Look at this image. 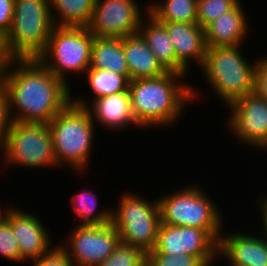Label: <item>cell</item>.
<instances>
[{
    "mask_svg": "<svg viewBox=\"0 0 267 266\" xmlns=\"http://www.w3.org/2000/svg\"><path fill=\"white\" fill-rule=\"evenodd\" d=\"M31 262L32 266H73L67 253L58 243L47 254Z\"/></svg>",
    "mask_w": 267,
    "mask_h": 266,
    "instance_id": "f546056e",
    "label": "cell"
},
{
    "mask_svg": "<svg viewBox=\"0 0 267 266\" xmlns=\"http://www.w3.org/2000/svg\"><path fill=\"white\" fill-rule=\"evenodd\" d=\"M147 258L153 266H213L218 256L173 255L150 251Z\"/></svg>",
    "mask_w": 267,
    "mask_h": 266,
    "instance_id": "484cf974",
    "label": "cell"
},
{
    "mask_svg": "<svg viewBox=\"0 0 267 266\" xmlns=\"http://www.w3.org/2000/svg\"><path fill=\"white\" fill-rule=\"evenodd\" d=\"M129 80L157 78L169 72L152 53L140 33L122 38Z\"/></svg>",
    "mask_w": 267,
    "mask_h": 266,
    "instance_id": "d6986e66",
    "label": "cell"
},
{
    "mask_svg": "<svg viewBox=\"0 0 267 266\" xmlns=\"http://www.w3.org/2000/svg\"><path fill=\"white\" fill-rule=\"evenodd\" d=\"M0 152H3V144L0 142Z\"/></svg>",
    "mask_w": 267,
    "mask_h": 266,
    "instance_id": "74e56055",
    "label": "cell"
},
{
    "mask_svg": "<svg viewBox=\"0 0 267 266\" xmlns=\"http://www.w3.org/2000/svg\"><path fill=\"white\" fill-rule=\"evenodd\" d=\"M185 77L169 71L157 78L129 82L131 111L138 127H171L178 123L187 104L197 102L198 93H201L196 87L185 84Z\"/></svg>",
    "mask_w": 267,
    "mask_h": 266,
    "instance_id": "7a4b0ae2",
    "label": "cell"
},
{
    "mask_svg": "<svg viewBox=\"0 0 267 266\" xmlns=\"http://www.w3.org/2000/svg\"><path fill=\"white\" fill-rule=\"evenodd\" d=\"M94 122L105 128L116 131H123L128 127L137 125L131 111L129 92L103 96L94 100L87 107Z\"/></svg>",
    "mask_w": 267,
    "mask_h": 266,
    "instance_id": "ac0fdd59",
    "label": "cell"
},
{
    "mask_svg": "<svg viewBox=\"0 0 267 266\" xmlns=\"http://www.w3.org/2000/svg\"><path fill=\"white\" fill-rule=\"evenodd\" d=\"M12 206L13 205H11V207L7 206L6 210L4 209V211L0 208V225H2L6 221L8 213L12 209Z\"/></svg>",
    "mask_w": 267,
    "mask_h": 266,
    "instance_id": "d590c367",
    "label": "cell"
},
{
    "mask_svg": "<svg viewBox=\"0 0 267 266\" xmlns=\"http://www.w3.org/2000/svg\"><path fill=\"white\" fill-rule=\"evenodd\" d=\"M147 258L141 249L120 242L113 253L98 266H139Z\"/></svg>",
    "mask_w": 267,
    "mask_h": 266,
    "instance_id": "83f0119b",
    "label": "cell"
},
{
    "mask_svg": "<svg viewBox=\"0 0 267 266\" xmlns=\"http://www.w3.org/2000/svg\"><path fill=\"white\" fill-rule=\"evenodd\" d=\"M49 4L54 26L87 27L95 0H49Z\"/></svg>",
    "mask_w": 267,
    "mask_h": 266,
    "instance_id": "603a6c76",
    "label": "cell"
},
{
    "mask_svg": "<svg viewBox=\"0 0 267 266\" xmlns=\"http://www.w3.org/2000/svg\"><path fill=\"white\" fill-rule=\"evenodd\" d=\"M90 68L109 70L129 79V69L123 50L122 38L94 37Z\"/></svg>",
    "mask_w": 267,
    "mask_h": 266,
    "instance_id": "44dd1931",
    "label": "cell"
},
{
    "mask_svg": "<svg viewBox=\"0 0 267 266\" xmlns=\"http://www.w3.org/2000/svg\"><path fill=\"white\" fill-rule=\"evenodd\" d=\"M0 256L6 260L20 263L18 242L7 221L0 225Z\"/></svg>",
    "mask_w": 267,
    "mask_h": 266,
    "instance_id": "f1b7e54d",
    "label": "cell"
},
{
    "mask_svg": "<svg viewBox=\"0 0 267 266\" xmlns=\"http://www.w3.org/2000/svg\"><path fill=\"white\" fill-rule=\"evenodd\" d=\"M198 0H163L148 4V12L160 23H197Z\"/></svg>",
    "mask_w": 267,
    "mask_h": 266,
    "instance_id": "cb8c5ba5",
    "label": "cell"
},
{
    "mask_svg": "<svg viewBox=\"0 0 267 266\" xmlns=\"http://www.w3.org/2000/svg\"><path fill=\"white\" fill-rule=\"evenodd\" d=\"M11 118L9 114L8 98L3 84L0 85V142L4 144L9 132Z\"/></svg>",
    "mask_w": 267,
    "mask_h": 266,
    "instance_id": "1f68e13d",
    "label": "cell"
},
{
    "mask_svg": "<svg viewBox=\"0 0 267 266\" xmlns=\"http://www.w3.org/2000/svg\"><path fill=\"white\" fill-rule=\"evenodd\" d=\"M139 266H153V264L146 258Z\"/></svg>",
    "mask_w": 267,
    "mask_h": 266,
    "instance_id": "8d00e7d4",
    "label": "cell"
},
{
    "mask_svg": "<svg viewBox=\"0 0 267 266\" xmlns=\"http://www.w3.org/2000/svg\"><path fill=\"white\" fill-rule=\"evenodd\" d=\"M256 60L254 92L267 101V55Z\"/></svg>",
    "mask_w": 267,
    "mask_h": 266,
    "instance_id": "4dcf8cb0",
    "label": "cell"
},
{
    "mask_svg": "<svg viewBox=\"0 0 267 266\" xmlns=\"http://www.w3.org/2000/svg\"><path fill=\"white\" fill-rule=\"evenodd\" d=\"M135 0H95L87 29L98 38H124L139 33L143 11Z\"/></svg>",
    "mask_w": 267,
    "mask_h": 266,
    "instance_id": "8fae6325",
    "label": "cell"
},
{
    "mask_svg": "<svg viewBox=\"0 0 267 266\" xmlns=\"http://www.w3.org/2000/svg\"><path fill=\"white\" fill-rule=\"evenodd\" d=\"M73 212L82 221L77 225H106L111 223V207L96 211L98 198L93 191L84 188L71 198Z\"/></svg>",
    "mask_w": 267,
    "mask_h": 266,
    "instance_id": "d4e9b609",
    "label": "cell"
},
{
    "mask_svg": "<svg viewBox=\"0 0 267 266\" xmlns=\"http://www.w3.org/2000/svg\"><path fill=\"white\" fill-rule=\"evenodd\" d=\"M226 124L243 145L260 151L267 150V101L255 92L232 102Z\"/></svg>",
    "mask_w": 267,
    "mask_h": 266,
    "instance_id": "7c38bea8",
    "label": "cell"
},
{
    "mask_svg": "<svg viewBox=\"0 0 267 266\" xmlns=\"http://www.w3.org/2000/svg\"><path fill=\"white\" fill-rule=\"evenodd\" d=\"M15 0H0V37L4 38L12 26Z\"/></svg>",
    "mask_w": 267,
    "mask_h": 266,
    "instance_id": "d6a6232c",
    "label": "cell"
},
{
    "mask_svg": "<svg viewBox=\"0 0 267 266\" xmlns=\"http://www.w3.org/2000/svg\"><path fill=\"white\" fill-rule=\"evenodd\" d=\"M228 259L229 266H267V242L258 234L221 233L218 258Z\"/></svg>",
    "mask_w": 267,
    "mask_h": 266,
    "instance_id": "2e32d148",
    "label": "cell"
},
{
    "mask_svg": "<svg viewBox=\"0 0 267 266\" xmlns=\"http://www.w3.org/2000/svg\"><path fill=\"white\" fill-rule=\"evenodd\" d=\"M240 0H198L197 24L203 29L220 15L233 9Z\"/></svg>",
    "mask_w": 267,
    "mask_h": 266,
    "instance_id": "4316f807",
    "label": "cell"
},
{
    "mask_svg": "<svg viewBox=\"0 0 267 266\" xmlns=\"http://www.w3.org/2000/svg\"><path fill=\"white\" fill-rule=\"evenodd\" d=\"M173 44L176 56V72L187 76L191 60L199 68L206 54L204 29L197 23L163 22Z\"/></svg>",
    "mask_w": 267,
    "mask_h": 266,
    "instance_id": "9a60e30c",
    "label": "cell"
},
{
    "mask_svg": "<svg viewBox=\"0 0 267 266\" xmlns=\"http://www.w3.org/2000/svg\"><path fill=\"white\" fill-rule=\"evenodd\" d=\"M74 227L66 238L68 242L58 243L73 266H98L121 242L117 229L111 223Z\"/></svg>",
    "mask_w": 267,
    "mask_h": 266,
    "instance_id": "30bf717a",
    "label": "cell"
},
{
    "mask_svg": "<svg viewBox=\"0 0 267 266\" xmlns=\"http://www.w3.org/2000/svg\"><path fill=\"white\" fill-rule=\"evenodd\" d=\"M10 60L11 58L7 54L4 40L2 37H0V85L3 84Z\"/></svg>",
    "mask_w": 267,
    "mask_h": 266,
    "instance_id": "836d02e7",
    "label": "cell"
},
{
    "mask_svg": "<svg viewBox=\"0 0 267 266\" xmlns=\"http://www.w3.org/2000/svg\"><path fill=\"white\" fill-rule=\"evenodd\" d=\"M242 46L207 47L200 67L210 90L225 102L226 108L235 100L254 92L256 61L250 63L242 55Z\"/></svg>",
    "mask_w": 267,
    "mask_h": 266,
    "instance_id": "277c9868",
    "label": "cell"
},
{
    "mask_svg": "<svg viewBox=\"0 0 267 266\" xmlns=\"http://www.w3.org/2000/svg\"><path fill=\"white\" fill-rule=\"evenodd\" d=\"M199 184L180 188L171 194L158 196L161 223L205 229L219 242L223 228V215L216 203Z\"/></svg>",
    "mask_w": 267,
    "mask_h": 266,
    "instance_id": "8992f818",
    "label": "cell"
},
{
    "mask_svg": "<svg viewBox=\"0 0 267 266\" xmlns=\"http://www.w3.org/2000/svg\"><path fill=\"white\" fill-rule=\"evenodd\" d=\"M54 28L49 0H15L12 26L3 38L11 59L38 58Z\"/></svg>",
    "mask_w": 267,
    "mask_h": 266,
    "instance_id": "5b68a950",
    "label": "cell"
},
{
    "mask_svg": "<svg viewBox=\"0 0 267 266\" xmlns=\"http://www.w3.org/2000/svg\"><path fill=\"white\" fill-rule=\"evenodd\" d=\"M259 207L256 210L261 214V226L263 227V234L260 232V236L267 242V197L262 195L261 199L258 201ZM262 234V235H261Z\"/></svg>",
    "mask_w": 267,
    "mask_h": 266,
    "instance_id": "e575fe53",
    "label": "cell"
},
{
    "mask_svg": "<svg viewBox=\"0 0 267 266\" xmlns=\"http://www.w3.org/2000/svg\"><path fill=\"white\" fill-rule=\"evenodd\" d=\"M48 125L58 166L83 173L91 162L96 131L89 109L71 100Z\"/></svg>",
    "mask_w": 267,
    "mask_h": 266,
    "instance_id": "3957f363",
    "label": "cell"
},
{
    "mask_svg": "<svg viewBox=\"0 0 267 266\" xmlns=\"http://www.w3.org/2000/svg\"><path fill=\"white\" fill-rule=\"evenodd\" d=\"M86 80L88 82L89 88L91 89L94 96H92V101L87 98L84 99L80 96L78 98L72 97V101L79 106L88 107L94 100L101 98L103 96L117 94L120 92H128L130 80L125 76L109 70L98 69V68H88L85 72ZM90 103H88V101Z\"/></svg>",
    "mask_w": 267,
    "mask_h": 266,
    "instance_id": "7402d4cb",
    "label": "cell"
},
{
    "mask_svg": "<svg viewBox=\"0 0 267 266\" xmlns=\"http://www.w3.org/2000/svg\"><path fill=\"white\" fill-rule=\"evenodd\" d=\"M152 251L173 255L218 256V242L205 229L161 223Z\"/></svg>",
    "mask_w": 267,
    "mask_h": 266,
    "instance_id": "4fadbf2b",
    "label": "cell"
},
{
    "mask_svg": "<svg viewBox=\"0 0 267 266\" xmlns=\"http://www.w3.org/2000/svg\"><path fill=\"white\" fill-rule=\"evenodd\" d=\"M3 86L14 122L48 124L72 100L73 94L38 58L11 59Z\"/></svg>",
    "mask_w": 267,
    "mask_h": 266,
    "instance_id": "6da1fadb",
    "label": "cell"
},
{
    "mask_svg": "<svg viewBox=\"0 0 267 266\" xmlns=\"http://www.w3.org/2000/svg\"><path fill=\"white\" fill-rule=\"evenodd\" d=\"M139 33L160 63L168 71L176 72L175 50L165 26L147 12L141 20Z\"/></svg>",
    "mask_w": 267,
    "mask_h": 266,
    "instance_id": "ffe728a7",
    "label": "cell"
},
{
    "mask_svg": "<svg viewBox=\"0 0 267 266\" xmlns=\"http://www.w3.org/2000/svg\"><path fill=\"white\" fill-rule=\"evenodd\" d=\"M249 20L240 1L233 9L220 15L204 28L207 47L244 45L249 34Z\"/></svg>",
    "mask_w": 267,
    "mask_h": 266,
    "instance_id": "e0dca14e",
    "label": "cell"
},
{
    "mask_svg": "<svg viewBox=\"0 0 267 266\" xmlns=\"http://www.w3.org/2000/svg\"><path fill=\"white\" fill-rule=\"evenodd\" d=\"M93 41L94 35L87 27L54 26L38 59L71 87L66 74H85L90 67Z\"/></svg>",
    "mask_w": 267,
    "mask_h": 266,
    "instance_id": "ba28073f",
    "label": "cell"
},
{
    "mask_svg": "<svg viewBox=\"0 0 267 266\" xmlns=\"http://www.w3.org/2000/svg\"><path fill=\"white\" fill-rule=\"evenodd\" d=\"M6 221L17 239L20 263L36 260L56 245L52 244L50 232L41 219L27 210L12 207Z\"/></svg>",
    "mask_w": 267,
    "mask_h": 266,
    "instance_id": "5bb4252c",
    "label": "cell"
},
{
    "mask_svg": "<svg viewBox=\"0 0 267 266\" xmlns=\"http://www.w3.org/2000/svg\"><path fill=\"white\" fill-rule=\"evenodd\" d=\"M133 193H124L118 207H112L111 224L117 229L122 243L148 254L155 247L161 224L158 198L152 202Z\"/></svg>",
    "mask_w": 267,
    "mask_h": 266,
    "instance_id": "52a82bcc",
    "label": "cell"
},
{
    "mask_svg": "<svg viewBox=\"0 0 267 266\" xmlns=\"http://www.w3.org/2000/svg\"><path fill=\"white\" fill-rule=\"evenodd\" d=\"M4 167L11 165L39 169L59 167L54 153L49 125L11 121L3 144ZM9 165V166H8ZM39 167V168H38Z\"/></svg>",
    "mask_w": 267,
    "mask_h": 266,
    "instance_id": "9c48e42d",
    "label": "cell"
}]
</instances>
